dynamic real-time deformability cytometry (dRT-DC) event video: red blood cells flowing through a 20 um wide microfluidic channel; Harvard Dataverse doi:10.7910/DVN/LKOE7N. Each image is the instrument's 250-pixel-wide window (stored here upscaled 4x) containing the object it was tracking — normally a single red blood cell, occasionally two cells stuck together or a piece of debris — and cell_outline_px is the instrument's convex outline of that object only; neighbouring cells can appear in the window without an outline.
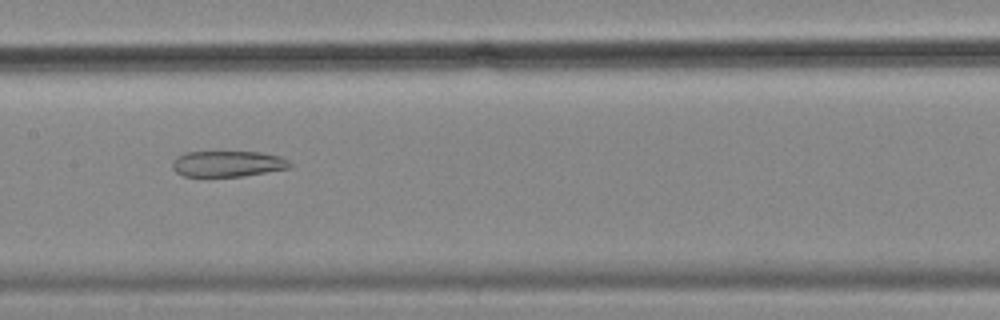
{"species": "common noctule bat (a hibernating species)", "species_latin": "Nyctalus noctula", "temperature_condition": "cold", "stored_images_in_passage": 57, "camera_frame_rate_fps": 3000, "um_per_image_px": 0.085, "animal": {"sex": "female", "body_mass_g": 18.4}, "frame": {"image": 1, "passage_image": 28, "time_ms": 9.0, "image_size_px": [1000, 320], "cell_outline_px": [[292, 164], [288, 168], [244, 176], [184, 176], [176, 172], [172, 168], [172, 160], [176, 156], [184, 152], [260, 152], [280, 156], [288, 160]], "centroid_in_image_um": [19.32, 13.91], "position_along_channel_um": 188.1, "area_um2": 17.74}}
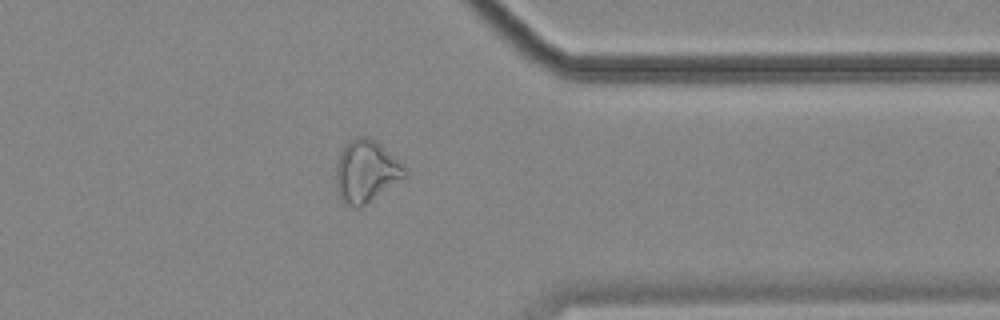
{"frame": {"image": 2, "passage_image": 45, "time_ms": 14.667, "image_size_px": [1000, 320], "cell_outline_px": [[408, 176], [360, 208], [356, 208], [340, 200], [336, 188], [336, 164], [340, 152], [356, 136], [368, 136], [380, 144], [408, 168]], "centroid_in_image_um": [31.15, 14.58], "position_along_channel_um": 380.3, "area_um2": 25.09}}
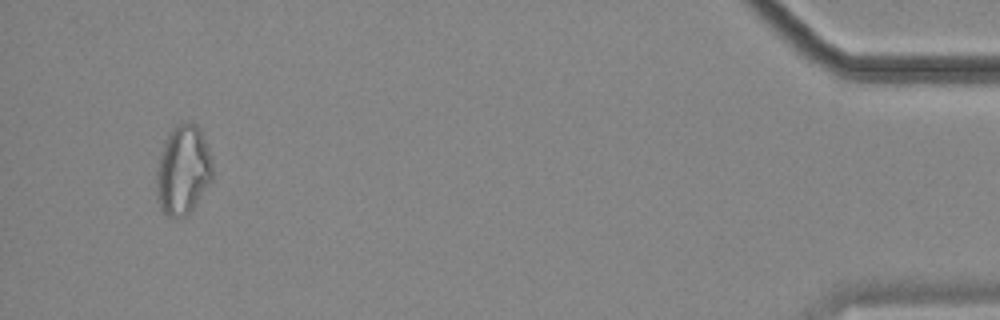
{"frame": {"image": 3, "passage_image": 54, "time_ms": 17.667, "image_size_px": [1000, 320], "cell_outline_px": [[212, 180], [192, 208], [184, 216], [168, 216], [160, 208], [156, 200], [156, 168], [160, 152], [164, 140], [172, 128], [176, 124], [196, 124], [200, 128], [208, 148], [212, 160]], "centroid_in_image_um": [15.52, 14.44], "position_along_channel_um": 419.7, "area_um2": 29.19}, "authors_computed_cell_mechanics": {"area_um2": 26.3568, "velocity_mm_per_s": 3.5345, "shape_relaxation_time_tau1_ms": null, "shape_relaxation_time_tau2_ms": 7.8083, "deformation_change_tau1": null, "deformation_change_tau2": 0.1926}}